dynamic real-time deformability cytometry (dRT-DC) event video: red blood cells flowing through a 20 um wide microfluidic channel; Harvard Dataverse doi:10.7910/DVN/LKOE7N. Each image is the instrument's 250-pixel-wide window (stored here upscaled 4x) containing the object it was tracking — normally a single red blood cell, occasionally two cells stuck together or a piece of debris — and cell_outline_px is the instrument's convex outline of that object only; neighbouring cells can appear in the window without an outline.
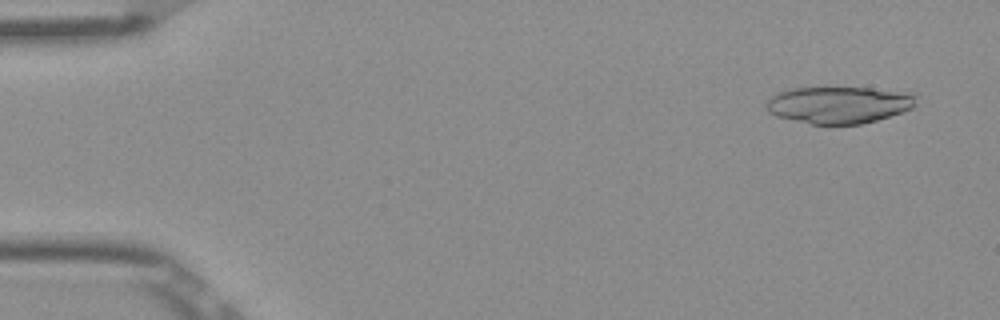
{"species": "Egyptian fruit bat (a non-hibernating species)", "species_latin": "Rousettus aegyptiacus", "temperature_condition": "room temperature", "stored_images_in_passage": 51, "camera_frame_rate_fps": 3000, "um_per_image_px": 0.085, "frame": {"image": 1, "passage_image": 3, "time_ms": 0.667, "image_size_px": [1000, 320], "cell_outline_px": [[916, 104], [912, 108], [904, 112], [876, 120], [860, 124], [812, 124], [776, 116], [768, 112], [764, 108], [764, 104], [776, 92], [788, 88], [872, 88], [912, 92], [916, 96]], "centroid_in_image_um": [71.3, 8.9], "position_along_channel_um": 13.7, "area_um2": 32.54}}
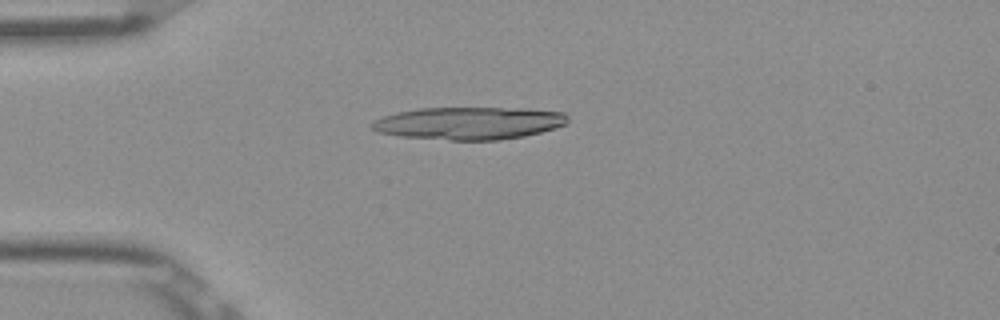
{"frame": {"image": 2, "passage_image": 13, "time_ms": 4.0, "image_size_px": [1000, 320], "cell_outline_px": [[568, 120], [564, 124], [556, 128], [524, 136], [500, 140], [448, 140], [400, 136], [376, 132], [372, 128], [372, 120], [396, 112], [420, 108], [528, 108], [564, 112], [568, 116]], "centroid_in_image_um": [39.87, 10.46], "position_along_channel_um": 45.1, "area_um2": 37.34}}